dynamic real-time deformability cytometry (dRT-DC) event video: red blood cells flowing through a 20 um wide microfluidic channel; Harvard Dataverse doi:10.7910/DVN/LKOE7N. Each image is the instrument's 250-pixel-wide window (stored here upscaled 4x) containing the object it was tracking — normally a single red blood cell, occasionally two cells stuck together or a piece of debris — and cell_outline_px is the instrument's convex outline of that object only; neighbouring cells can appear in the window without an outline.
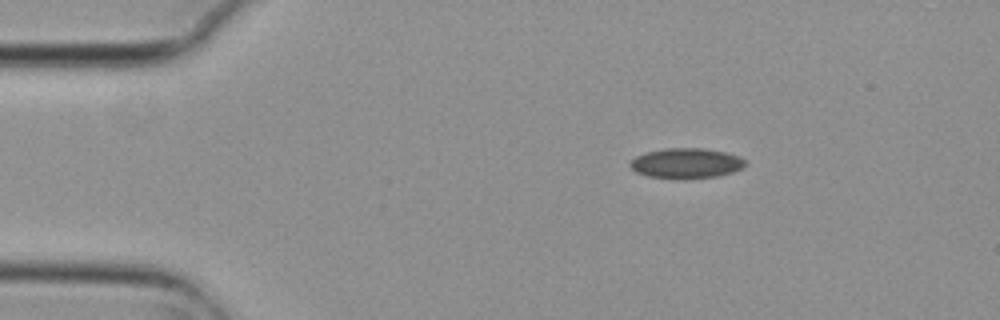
{"species": "common noctule bat (a hibernating species)", "species_latin": "Nyctalus noctula", "temperature_condition": "cold", "stored_images_in_passage": 3, "camera_frame_rate_fps": 3000, "um_per_image_px": 0.085, "animal": {"sex": "female", "body_mass_g": 29.2, "forearm_length_mm": 56.3}, "frame": {"image": 1, "passage_image": 1, "time_ms": 0.0, "image_size_px": [1000, 320], "cell_outline_px": [[744, 168], [732, 172], [716, 176], [684, 180], [648, 176], [636, 172], [628, 164], [636, 156], [644, 152], [664, 148], [704, 148], [728, 152], [740, 156], [744, 160]], "centroid_in_image_um": [58.33, 13.87], "position_along_channel_um": 26.7, "area_um2": 20.58}}